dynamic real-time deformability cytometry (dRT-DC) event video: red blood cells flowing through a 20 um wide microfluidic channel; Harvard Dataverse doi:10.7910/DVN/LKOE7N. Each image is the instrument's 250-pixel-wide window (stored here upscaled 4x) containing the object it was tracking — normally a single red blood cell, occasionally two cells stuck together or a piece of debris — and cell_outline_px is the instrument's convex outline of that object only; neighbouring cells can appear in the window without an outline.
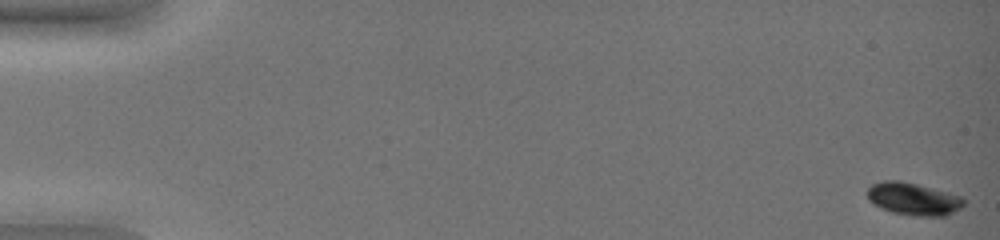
{"species": "common noctule bat (a hibernating species)", "species_latin": "Nyctalus noctula", "temperature_condition": "warm", "stored_images_in_passage": 22, "camera_frame_rate_fps": 3000, "um_per_image_px": 0.085, "animal": {"sex": "female", "body_mass_g": 19.0, "forearm_length_mm": 51.5}, "frame": {"image": 1, "passage_image": 1, "time_ms": 0.0, "image_size_px": [1000, 240], "cell_outline_px": [[968, 200], [960, 208], [948, 216], [912, 216], [892, 212], [880, 208], [872, 204], [868, 200], [868, 188], [872, 184], [884, 180], [900, 180], [948, 192], [960, 196]], "centroid_in_image_um": [77.64, 16.92], "position_along_channel_um": 7.4, "area_um2": 18.5}}
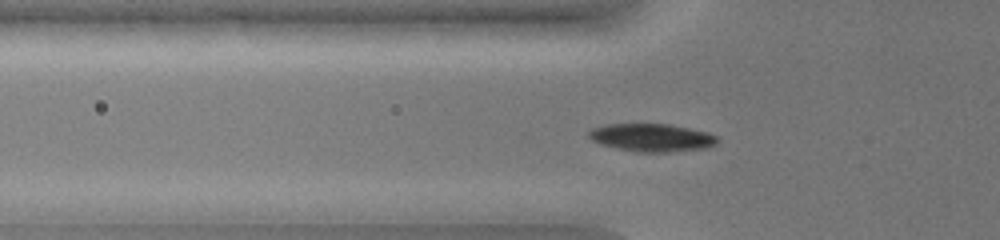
{"frame": {"image": 2, "passage_image": 9, "time_ms": 2.667, "image_size_px": [1000, 240], "cell_outline_px": [[716, 144], [708, 148], [672, 152], [636, 152], [616, 148], [600, 144], [592, 140], [588, 136], [588, 132], [592, 128], [604, 124], [668, 124], [708, 132], [716, 136]], "centroid_in_image_um": [55.38, 11.7], "position_along_channel_um": 70.4, "area_um2": 20.98}}
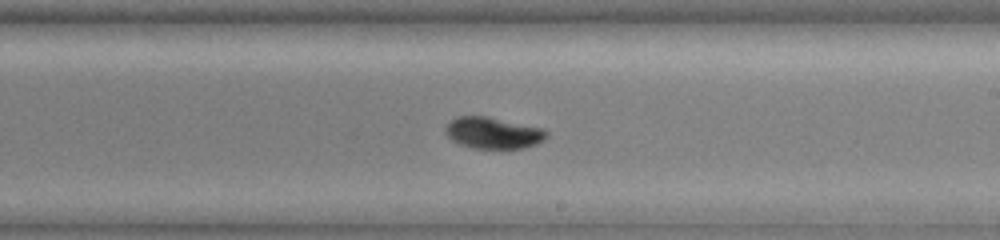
{"frame": {"image": 3, "passage_image": 22, "time_ms": 7.0, "image_size_px": [1000, 240], "cell_outline_px": [[548, 136], [544, 140], [536, 144], [524, 148], [472, 148], [460, 144], [452, 140], [444, 132], [444, 128], [456, 116], [488, 116], [544, 128], [548, 132]], "centroid_in_image_um": [41.93, 11.29], "position_along_channel_um": 247.1, "area_um2": 18.67}}